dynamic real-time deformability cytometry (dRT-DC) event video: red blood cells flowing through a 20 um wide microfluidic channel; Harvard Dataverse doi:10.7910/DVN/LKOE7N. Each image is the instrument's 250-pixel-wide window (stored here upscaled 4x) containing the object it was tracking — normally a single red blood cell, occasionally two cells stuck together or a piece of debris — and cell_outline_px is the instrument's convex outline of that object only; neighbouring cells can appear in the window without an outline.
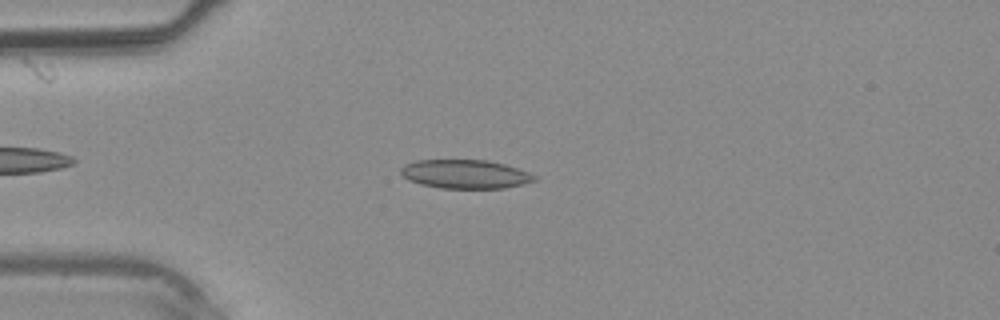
{"species": "common noctule bat (a hibernating species)", "species_latin": "Nyctalus noctula", "temperature_condition": "warm", "stored_images_in_passage": 34, "camera_frame_rate_fps": 3000, "um_per_image_px": 0.085, "animal": {"sex": "male", "body_mass_g": 20.4}, "frame": {"image": 1, "passage_image": 6, "time_ms": 1.667, "image_size_px": [1000, 320], "cell_outline_px": [[536, 180], [524, 184], [504, 188], [440, 188], [420, 184], [408, 180], [400, 172], [400, 168], [404, 164], [416, 160], [488, 160], [504, 164], [528, 172], [536, 176]], "centroid_in_image_um": [39.52, 14.8], "position_along_channel_um": 45.5, "area_um2": 22.43}}
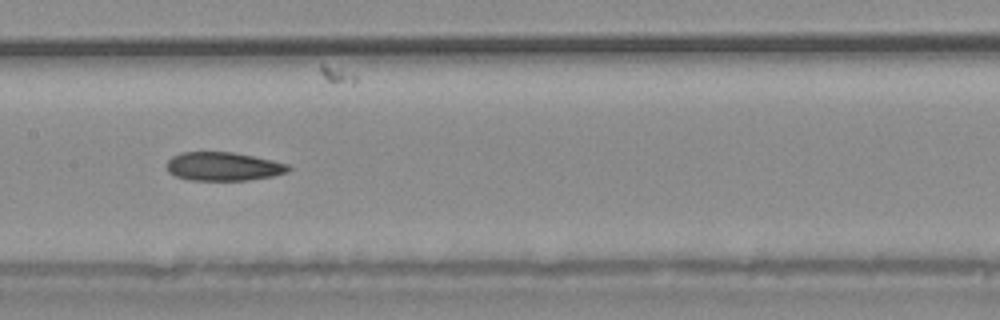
{"frame": {"image": 2, "passage_image": 15, "time_ms": 4.667, "image_size_px": [1000, 320], "cell_outline_px": [[292, 168], [288, 172], [272, 176], [248, 180], [188, 180], [176, 176], [168, 172], [168, 160], [172, 156], [180, 152], [232, 152], [272, 160], [288, 164]], "centroid_in_image_um": [18.98, 14.15], "position_along_channel_um": 188.4, "area_um2": 20.23}}